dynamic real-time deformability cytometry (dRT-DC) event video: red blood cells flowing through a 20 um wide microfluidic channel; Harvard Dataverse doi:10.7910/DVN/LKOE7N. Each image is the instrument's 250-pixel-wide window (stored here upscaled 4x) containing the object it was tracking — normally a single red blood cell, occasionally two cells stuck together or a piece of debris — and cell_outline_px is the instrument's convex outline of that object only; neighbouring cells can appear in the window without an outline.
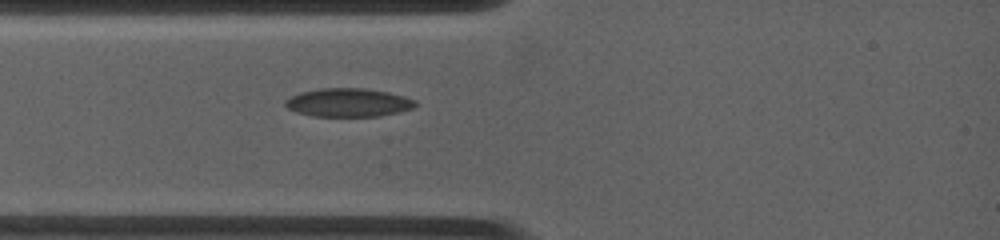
{"species": "common noctule bat (a hibernating species)", "species_latin": "Nyctalus noctula", "temperature_condition": "warm", "stored_images_in_passage": 35, "camera_frame_rate_fps": 4500, "um_per_image_px": 0.085, "animal": {"sex": "female", "body_mass_g": 19.0, "forearm_length_mm": 53.3}, "frame": {"image": 1, "passage_image": 1, "time_ms": 0.0, "image_size_px": [1000, 240], "cell_outline_px": [[416, 104], [412, 108], [380, 116], [312, 116], [296, 112], [288, 108], [284, 104], [284, 100], [300, 92], [320, 88], [364, 88], [388, 92], [404, 96], [416, 100]], "centroid_in_image_um": [29.58, 8.71], "position_along_channel_um": 55.4, "area_um2": 21.5}}
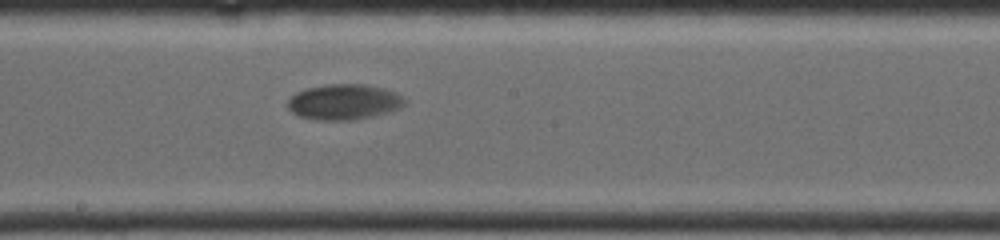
{"frame": {"image": 2, "passage_image": 14, "time_ms": 4.444, "image_size_px": [1000, 240], "cell_outline_px": [[408, 100], [400, 108], [392, 112], [356, 120], [316, 120], [296, 116], [288, 108], [288, 100], [296, 92], [308, 88], [328, 84], [364, 84], [384, 88], [396, 92]], "centroid_in_image_um": [29.27, 8.68], "position_along_channel_um": 218.9, "area_um2": 24.57}}
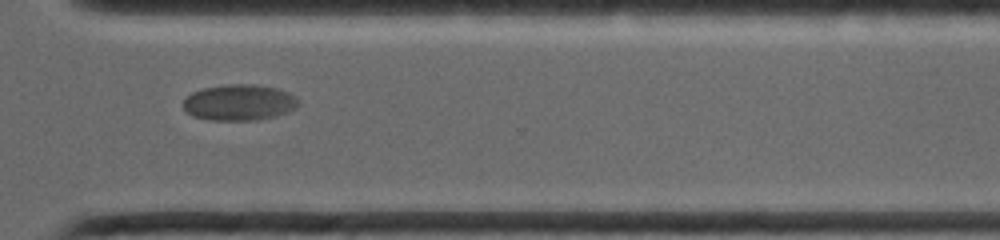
{"frame": {"image": 3, "passage_image": 24, "time_ms": 8.0, "image_size_px": [1000, 240], "cell_outline_px": [[300, 104], [296, 108], [288, 112], [276, 116], [256, 120], [208, 120], [192, 116], [184, 112], [184, 100], [192, 92], [204, 88], [228, 84], [256, 84], [276, 88], [288, 92], [296, 96], [300, 100]], "centroid_in_image_um": [20.36, 8.71], "position_along_channel_um": 350.2, "area_um2": 24.45}}